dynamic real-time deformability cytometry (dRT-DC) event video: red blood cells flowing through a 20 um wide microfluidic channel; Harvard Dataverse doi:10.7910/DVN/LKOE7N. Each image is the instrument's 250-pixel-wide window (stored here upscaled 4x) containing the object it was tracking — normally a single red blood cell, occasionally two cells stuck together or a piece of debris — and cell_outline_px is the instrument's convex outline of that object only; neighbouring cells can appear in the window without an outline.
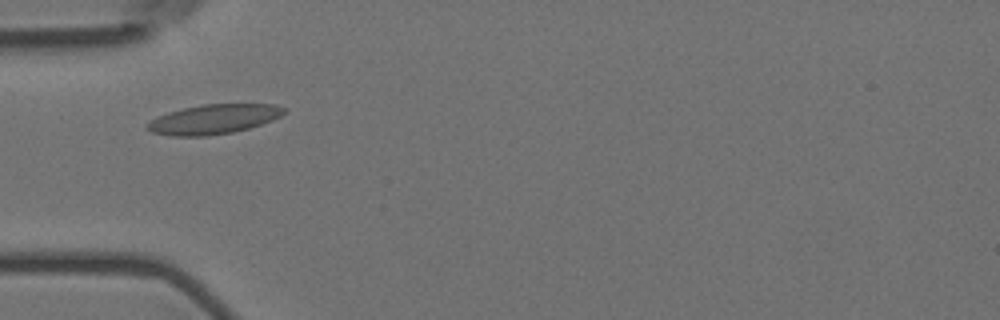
{"species": "Egyptian fruit bat (a non-hibernating species)", "species_latin": "Rousettus aegyptiacus", "temperature_condition": "room temperature", "stored_images_in_passage": 42, "camera_frame_rate_fps": 3000, "um_per_image_px": 0.085, "animal": {"sex": "female"}, "frame": {"image": 1, "passage_image": 3, "time_ms": 0.667, "image_size_px": [1000, 320], "cell_outline_px": [[284, 112], [280, 116], [272, 120], [248, 128], [232, 132], [208, 136], [168, 136], [152, 132], [144, 128], [144, 124], [156, 116], [168, 112], [184, 108], [204, 104], [276, 104], [284, 108]], "centroid_in_image_um": [18.08, 10.14], "position_along_channel_um": 66.9, "area_um2": 23.64}}
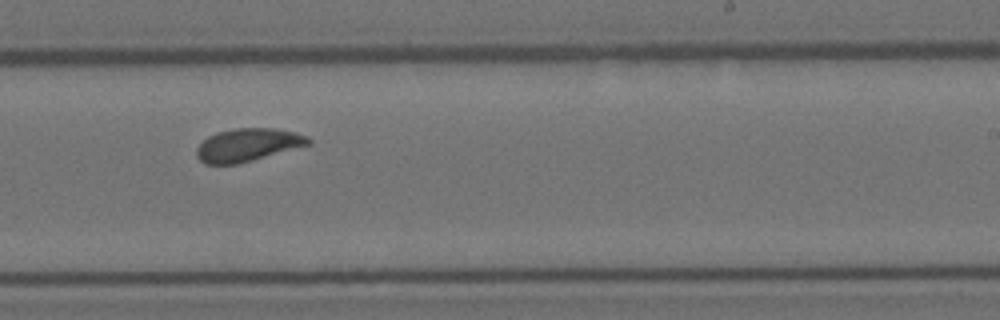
{"frame": {"image": 2, "passage_image": 20, "time_ms": 6.333, "image_size_px": [1000, 320], "cell_outline_px": [[312, 144], [252, 160], [236, 164], [204, 164], [196, 156], [196, 148], [208, 136], [216, 132], [232, 128], [276, 128], [296, 132], [308, 136], [312, 140]], "centroid_in_image_um": [21.07, 12.3], "position_along_channel_um": 267.9, "area_um2": 21.62}}
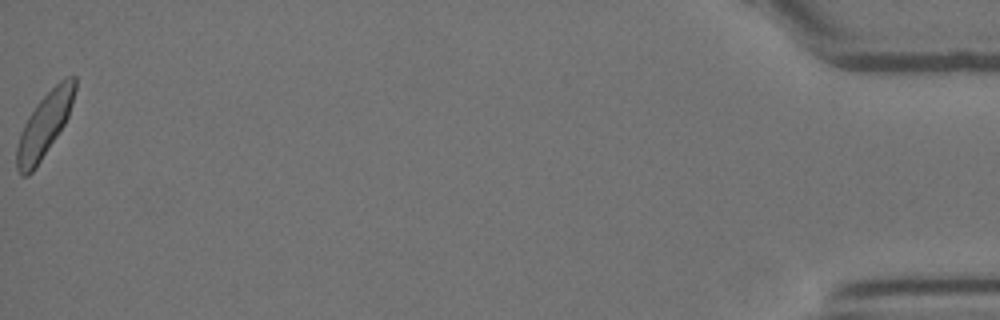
{"frame": {"image": 3, "passage_image": 42, "time_ms": 13.667, "image_size_px": [1000, 320], "cell_outline_px": [[76, 88], [68, 116], [64, 124], [36, 168], [28, 176], [20, 176], [16, 168], [16, 148], [20, 132], [28, 116], [36, 104], [64, 76], [76, 76]], "centroid_in_image_um": [3.75, 10.64], "position_along_channel_um": 431.4, "area_um2": 21.62}, "authors_computed_cell_mechanics": {"area_um2": 21.4727, "velocity_mm_per_s": 3.5575, "shape_relaxation_time_tau1_ms": 4.1304, "shape_relaxation_time_tau2_ms": 1.2946, "deformation_change_tau1": 0.1074, "deformation_change_tau2": 0.0592}}